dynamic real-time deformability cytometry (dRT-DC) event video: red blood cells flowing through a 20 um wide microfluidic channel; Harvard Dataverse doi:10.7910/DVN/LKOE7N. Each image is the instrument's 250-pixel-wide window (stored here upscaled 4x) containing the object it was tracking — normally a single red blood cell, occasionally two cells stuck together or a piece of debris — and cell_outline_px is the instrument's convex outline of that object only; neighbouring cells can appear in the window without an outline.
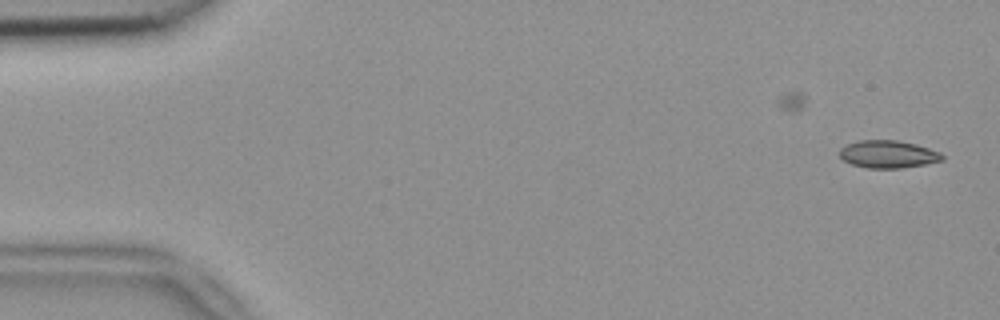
{"species": "common noctule bat (a hibernating species)", "species_latin": "Nyctalus noctula", "temperature_condition": "room temperature", "stored_images_in_passage": 48, "camera_frame_rate_fps": 3000, "um_per_image_px": 0.085, "animal": {"sex": "female", "body_mass_g": 18.4}, "frame": {"image": 1, "passage_image": 1, "time_ms": 0.0, "image_size_px": [1000, 320], "cell_outline_px": [[944, 160], [924, 164], [900, 168], [868, 168], [852, 164], [844, 160], [840, 156], [840, 148], [856, 140], [896, 140], [916, 144], [940, 152], [944, 156]], "centroid_in_image_um": [75.49, 13.1], "position_along_channel_um": 9.5, "area_um2": 16.42}}
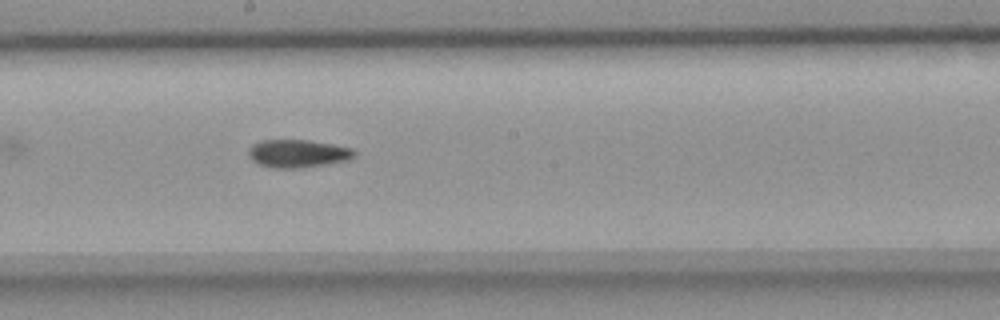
{"frame": {"image": 2, "passage_image": 28, "time_ms": 9.0, "image_size_px": [1000, 320], "cell_outline_px": [[356, 156], [348, 160], [328, 164], [300, 168], [272, 168], [260, 164], [252, 160], [248, 156], [248, 148], [252, 144], [260, 140], [308, 140], [332, 144], [352, 148], [356, 152]], "centroid_in_image_um": [25.31, 13.05], "position_along_channel_um": 222.9, "area_um2": 17.4}}
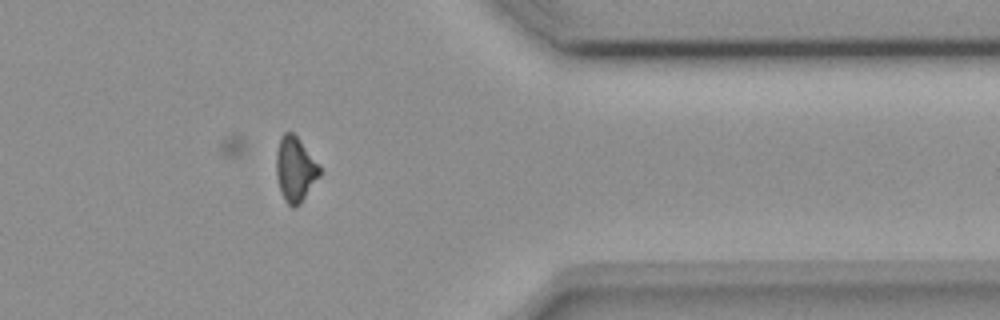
{"frame": {"image": 3, "passage_image": 42, "time_ms": 13.667, "image_size_px": [1000, 320], "cell_outline_px": [[320, 176], [300, 204], [296, 208], [292, 208], [284, 200], [276, 176], [276, 152], [280, 136], [284, 132], [292, 132], [296, 136], [320, 164]], "centroid_in_image_um": [25.09, 14.39], "position_along_channel_um": 386.3, "area_um2": 16.53}, "authors_computed_cell_mechanics": {"area_um2": 17.1666, "velocity_mm_per_s": 3.8266, "shape_relaxation_time_tau1_ms": 9.8167, "shape_relaxation_time_tau2_ms": 9.3793, "deformation_change_tau1": 0.1819, "deformation_change_tau2": 0.1693}}